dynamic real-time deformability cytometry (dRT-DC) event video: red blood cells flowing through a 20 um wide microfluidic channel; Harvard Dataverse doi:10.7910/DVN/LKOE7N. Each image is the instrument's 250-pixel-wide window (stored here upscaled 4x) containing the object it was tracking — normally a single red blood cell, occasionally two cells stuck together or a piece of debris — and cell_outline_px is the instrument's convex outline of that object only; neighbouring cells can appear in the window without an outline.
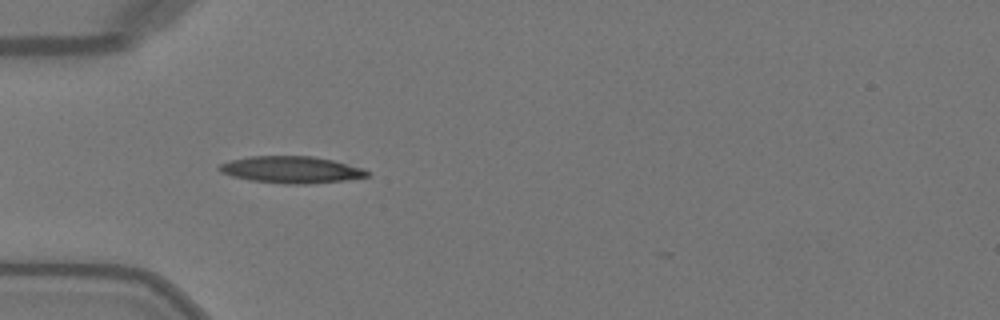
{"species": "Egyptian fruit bat (a non-hibernating species)", "species_latin": "Rousettus aegyptiacus", "temperature_condition": "warm", "stored_images_in_passage": 6, "camera_frame_rate_fps": 3000, "um_per_image_px": 0.085, "animal": {"sex": "female"}, "frame": {"image": 1, "passage_image": 3, "time_ms": 0.667, "image_size_px": [1000, 320], "cell_outline_px": [[368, 176], [344, 180], [308, 184], [284, 184], [252, 180], [232, 176], [220, 172], [216, 168], [220, 164], [232, 160], [248, 156], [312, 156], [332, 160], [364, 168], [368, 172]], "centroid_in_image_um": [24.74, 14.42], "position_along_channel_um": 60.3, "area_um2": 23.0}}
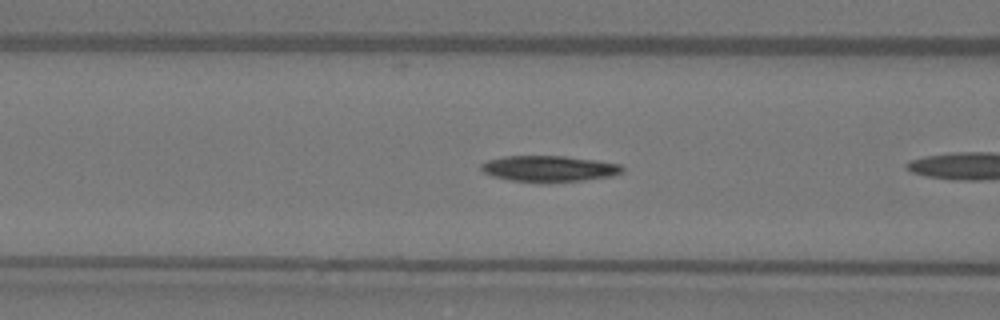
{"frame": {"image": 2, "passage_image": 5, "time_ms": 1.333, "image_size_px": [1000, 320], "cell_outline_px": [[624, 172], [612, 176], [584, 180], [548, 184], [512, 180], [492, 176], [484, 172], [480, 168], [480, 164], [488, 160], [504, 156], [564, 156], [596, 160], [620, 164], [624, 168]], "centroid_in_image_um": [46.69, 14.35], "position_along_channel_um": 119.9, "area_um2": 21.79}}